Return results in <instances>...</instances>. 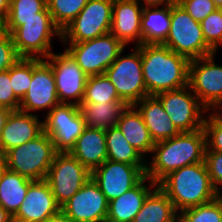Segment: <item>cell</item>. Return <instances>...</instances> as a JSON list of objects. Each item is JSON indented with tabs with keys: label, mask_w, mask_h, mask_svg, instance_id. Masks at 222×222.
I'll use <instances>...</instances> for the list:
<instances>
[{
	"label": "cell",
	"mask_w": 222,
	"mask_h": 222,
	"mask_svg": "<svg viewBox=\"0 0 222 222\" xmlns=\"http://www.w3.org/2000/svg\"><path fill=\"white\" fill-rule=\"evenodd\" d=\"M206 135L204 129L180 132L156 142L147 161L146 176L158 184L165 176L186 165L204 162Z\"/></svg>",
	"instance_id": "obj_1"
},
{
	"label": "cell",
	"mask_w": 222,
	"mask_h": 222,
	"mask_svg": "<svg viewBox=\"0 0 222 222\" xmlns=\"http://www.w3.org/2000/svg\"><path fill=\"white\" fill-rule=\"evenodd\" d=\"M143 80L148 95L188 86L189 60L163 44L140 45Z\"/></svg>",
	"instance_id": "obj_2"
},
{
	"label": "cell",
	"mask_w": 222,
	"mask_h": 222,
	"mask_svg": "<svg viewBox=\"0 0 222 222\" xmlns=\"http://www.w3.org/2000/svg\"><path fill=\"white\" fill-rule=\"evenodd\" d=\"M157 185L166 193L178 213L209 203L219 194L212 185L205 161L177 169Z\"/></svg>",
	"instance_id": "obj_3"
},
{
	"label": "cell",
	"mask_w": 222,
	"mask_h": 222,
	"mask_svg": "<svg viewBox=\"0 0 222 222\" xmlns=\"http://www.w3.org/2000/svg\"><path fill=\"white\" fill-rule=\"evenodd\" d=\"M58 152L44 131L35 139L8 150L4 155L6 168L31 180H44Z\"/></svg>",
	"instance_id": "obj_4"
},
{
	"label": "cell",
	"mask_w": 222,
	"mask_h": 222,
	"mask_svg": "<svg viewBox=\"0 0 222 222\" xmlns=\"http://www.w3.org/2000/svg\"><path fill=\"white\" fill-rule=\"evenodd\" d=\"M163 45L189 61L215 53L206 44L201 23L195 21L177 2L171 3L170 31Z\"/></svg>",
	"instance_id": "obj_5"
},
{
	"label": "cell",
	"mask_w": 222,
	"mask_h": 222,
	"mask_svg": "<svg viewBox=\"0 0 222 222\" xmlns=\"http://www.w3.org/2000/svg\"><path fill=\"white\" fill-rule=\"evenodd\" d=\"M62 45L87 76L104 74L126 48L110 32L91 40Z\"/></svg>",
	"instance_id": "obj_6"
},
{
	"label": "cell",
	"mask_w": 222,
	"mask_h": 222,
	"mask_svg": "<svg viewBox=\"0 0 222 222\" xmlns=\"http://www.w3.org/2000/svg\"><path fill=\"white\" fill-rule=\"evenodd\" d=\"M14 47L21 58L46 59L53 53V37L61 41L62 31L52 18L20 19L12 33Z\"/></svg>",
	"instance_id": "obj_7"
},
{
	"label": "cell",
	"mask_w": 222,
	"mask_h": 222,
	"mask_svg": "<svg viewBox=\"0 0 222 222\" xmlns=\"http://www.w3.org/2000/svg\"><path fill=\"white\" fill-rule=\"evenodd\" d=\"M129 54L122 55L106 69L104 74L114 85L119 98L129 106L148 96L143 80L140 46L132 48Z\"/></svg>",
	"instance_id": "obj_8"
},
{
	"label": "cell",
	"mask_w": 222,
	"mask_h": 222,
	"mask_svg": "<svg viewBox=\"0 0 222 222\" xmlns=\"http://www.w3.org/2000/svg\"><path fill=\"white\" fill-rule=\"evenodd\" d=\"M114 0H89L75 19L62 31V43H79L111 30Z\"/></svg>",
	"instance_id": "obj_9"
},
{
	"label": "cell",
	"mask_w": 222,
	"mask_h": 222,
	"mask_svg": "<svg viewBox=\"0 0 222 222\" xmlns=\"http://www.w3.org/2000/svg\"><path fill=\"white\" fill-rule=\"evenodd\" d=\"M179 132L202 129L208 109L198 100L189 86L155 95Z\"/></svg>",
	"instance_id": "obj_10"
},
{
	"label": "cell",
	"mask_w": 222,
	"mask_h": 222,
	"mask_svg": "<svg viewBox=\"0 0 222 222\" xmlns=\"http://www.w3.org/2000/svg\"><path fill=\"white\" fill-rule=\"evenodd\" d=\"M90 178L91 172L69 152H58L45 180L62 207Z\"/></svg>",
	"instance_id": "obj_11"
},
{
	"label": "cell",
	"mask_w": 222,
	"mask_h": 222,
	"mask_svg": "<svg viewBox=\"0 0 222 222\" xmlns=\"http://www.w3.org/2000/svg\"><path fill=\"white\" fill-rule=\"evenodd\" d=\"M43 115V131L52 139L55 150L70 152L86 128L79 106L60 103Z\"/></svg>",
	"instance_id": "obj_12"
},
{
	"label": "cell",
	"mask_w": 222,
	"mask_h": 222,
	"mask_svg": "<svg viewBox=\"0 0 222 222\" xmlns=\"http://www.w3.org/2000/svg\"><path fill=\"white\" fill-rule=\"evenodd\" d=\"M215 57L213 53L189 62L188 86L209 111L222 103V64Z\"/></svg>",
	"instance_id": "obj_13"
},
{
	"label": "cell",
	"mask_w": 222,
	"mask_h": 222,
	"mask_svg": "<svg viewBox=\"0 0 222 222\" xmlns=\"http://www.w3.org/2000/svg\"><path fill=\"white\" fill-rule=\"evenodd\" d=\"M52 68L60 103L80 105L88 76L64 49L44 59Z\"/></svg>",
	"instance_id": "obj_14"
},
{
	"label": "cell",
	"mask_w": 222,
	"mask_h": 222,
	"mask_svg": "<svg viewBox=\"0 0 222 222\" xmlns=\"http://www.w3.org/2000/svg\"><path fill=\"white\" fill-rule=\"evenodd\" d=\"M146 168L106 160L91 172V178L110 202L136 186L146 176Z\"/></svg>",
	"instance_id": "obj_15"
},
{
	"label": "cell",
	"mask_w": 222,
	"mask_h": 222,
	"mask_svg": "<svg viewBox=\"0 0 222 222\" xmlns=\"http://www.w3.org/2000/svg\"><path fill=\"white\" fill-rule=\"evenodd\" d=\"M59 104L51 66L44 59L33 58L32 82L27 93L20 101L19 110L35 114L36 111L39 113V110L46 109V113H48Z\"/></svg>",
	"instance_id": "obj_16"
},
{
	"label": "cell",
	"mask_w": 222,
	"mask_h": 222,
	"mask_svg": "<svg viewBox=\"0 0 222 222\" xmlns=\"http://www.w3.org/2000/svg\"><path fill=\"white\" fill-rule=\"evenodd\" d=\"M109 202L90 178L61 210L74 222H106Z\"/></svg>",
	"instance_id": "obj_17"
},
{
	"label": "cell",
	"mask_w": 222,
	"mask_h": 222,
	"mask_svg": "<svg viewBox=\"0 0 222 222\" xmlns=\"http://www.w3.org/2000/svg\"><path fill=\"white\" fill-rule=\"evenodd\" d=\"M61 207L57 204L48 182L34 180L27 190L24 201L12 216L13 222H46L57 214Z\"/></svg>",
	"instance_id": "obj_18"
},
{
	"label": "cell",
	"mask_w": 222,
	"mask_h": 222,
	"mask_svg": "<svg viewBox=\"0 0 222 222\" xmlns=\"http://www.w3.org/2000/svg\"><path fill=\"white\" fill-rule=\"evenodd\" d=\"M142 13L143 7L136 0H114L110 33L126 47L142 45Z\"/></svg>",
	"instance_id": "obj_19"
},
{
	"label": "cell",
	"mask_w": 222,
	"mask_h": 222,
	"mask_svg": "<svg viewBox=\"0 0 222 222\" xmlns=\"http://www.w3.org/2000/svg\"><path fill=\"white\" fill-rule=\"evenodd\" d=\"M38 115L20 110L10 112L0 136V155L35 139L43 132V120Z\"/></svg>",
	"instance_id": "obj_20"
},
{
	"label": "cell",
	"mask_w": 222,
	"mask_h": 222,
	"mask_svg": "<svg viewBox=\"0 0 222 222\" xmlns=\"http://www.w3.org/2000/svg\"><path fill=\"white\" fill-rule=\"evenodd\" d=\"M156 186V183L145 176L136 186L110 201L106 222H133L148 194Z\"/></svg>",
	"instance_id": "obj_21"
},
{
	"label": "cell",
	"mask_w": 222,
	"mask_h": 222,
	"mask_svg": "<svg viewBox=\"0 0 222 222\" xmlns=\"http://www.w3.org/2000/svg\"><path fill=\"white\" fill-rule=\"evenodd\" d=\"M134 106L141 113L154 143L167 140L180 133L155 95L146 96Z\"/></svg>",
	"instance_id": "obj_22"
},
{
	"label": "cell",
	"mask_w": 222,
	"mask_h": 222,
	"mask_svg": "<svg viewBox=\"0 0 222 222\" xmlns=\"http://www.w3.org/2000/svg\"><path fill=\"white\" fill-rule=\"evenodd\" d=\"M69 153L92 172L107 160L105 130L86 127Z\"/></svg>",
	"instance_id": "obj_23"
},
{
	"label": "cell",
	"mask_w": 222,
	"mask_h": 222,
	"mask_svg": "<svg viewBox=\"0 0 222 222\" xmlns=\"http://www.w3.org/2000/svg\"><path fill=\"white\" fill-rule=\"evenodd\" d=\"M116 126L131 146L148 160V155L151 156L155 143L138 109L134 105L128 106Z\"/></svg>",
	"instance_id": "obj_24"
},
{
	"label": "cell",
	"mask_w": 222,
	"mask_h": 222,
	"mask_svg": "<svg viewBox=\"0 0 222 222\" xmlns=\"http://www.w3.org/2000/svg\"><path fill=\"white\" fill-rule=\"evenodd\" d=\"M171 3L143 7L141 17L142 44H163L170 31Z\"/></svg>",
	"instance_id": "obj_25"
},
{
	"label": "cell",
	"mask_w": 222,
	"mask_h": 222,
	"mask_svg": "<svg viewBox=\"0 0 222 222\" xmlns=\"http://www.w3.org/2000/svg\"><path fill=\"white\" fill-rule=\"evenodd\" d=\"M129 105L125 101L108 103H81L80 113L86 127L106 130L115 127Z\"/></svg>",
	"instance_id": "obj_26"
},
{
	"label": "cell",
	"mask_w": 222,
	"mask_h": 222,
	"mask_svg": "<svg viewBox=\"0 0 222 222\" xmlns=\"http://www.w3.org/2000/svg\"><path fill=\"white\" fill-rule=\"evenodd\" d=\"M133 222H178V212L166 193L157 185L148 194Z\"/></svg>",
	"instance_id": "obj_27"
},
{
	"label": "cell",
	"mask_w": 222,
	"mask_h": 222,
	"mask_svg": "<svg viewBox=\"0 0 222 222\" xmlns=\"http://www.w3.org/2000/svg\"><path fill=\"white\" fill-rule=\"evenodd\" d=\"M31 180L6 169L0 181V205L12 216L24 201Z\"/></svg>",
	"instance_id": "obj_28"
},
{
	"label": "cell",
	"mask_w": 222,
	"mask_h": 222,
	"mask_svg": "<svg viewBox=\"0 0 222 222\" xmlns=\"http://www.w3.org/2000/svg\"><path fill=\"white\" fill-rule=\"evenodd\" d=\"M107 160L147 166V159L126 140L117 126L105 130Z\"/></svg>",
	"instance_id": "obj_29"
},
{
	"label": "cell",
	"mask_w": 222,
	"mask_h": 222,
	"mask_svg": "<svg viewBox=\"0 0 222 222\" xmlns=\"http://www.w3.org/2000/svg\"><path fill=\"white\" fill-rule=\"evenodd\" d=\"M51 18L47 0H11L9 12L0 27L12 33L20 26V19Z\"/></svg>",
	"instance_id": "obj_30"
},
{
	"label": "cell",
	"mask_w": 222,
	"mask_h": 222,
	"mask_svg": "<svg viewBox=\"0 0 222 222\" xmlns=\"http://www.w3.org/2000/svg\"><path fill=\"white\" fill-rule=\"evenodd\" d=\"M122 101L105 74L88 76L81 103H108Z\"/></svg>",
	"instance_id": "obj_31"
},
{
	"label": "cell",
	"mask_w": 222,
	"mask_h": 222,
	"mask_svg": "<svg viewBox=\"0 0 222 222\" xmlns=\"http://www.w3.org/2000/svg\"><path fill=\"white\" fill-rule=\"evenodd\" d=\"M89 0H47L53 23L63 31L85 7Z\"/></svg>",
	"instance_id": "obj_32"
},
{
	"label": "cell",
	"mask_w": 222,
	"mask_h": 222,
	"mask_svg": "<svg viewBox=\"0 0 222 222\" xmlns=\"http://www.w3.org/2000/svg\"><path fill=\"white\" fill-rule=\"evenodd\" d=\"M178 222H222V200L194 206L178 213Z\"/></svg>",
	"instance_id": "obj_33"
},
{
	"label": "cell",
	"mask_w": 222,
	"mask_h": 222,
	"mask_svg": "<svg viewBox=\"0 0 222 222\" xmlns=\"http://www.w3.org/2000/svg\"><path fill=\"white\" fill-rule=\"evenodd\" d=\"M33 74V58H21L9 68L14 94L22 100L30 88Z\"/></svg>",
	"instance_id": "obj_34"
},
{
	"label": "cell",
	"mask_w": 222,
	"mask_h": 222,
	"mask_svg": "<svg viewBox=\"0 0 222 222\" xmlns=\"http://www.w3.org/2000/svg\"><path fill=\"white\" fill-rule=\"evenodd\" d=\"M201 27L206 44L217 53L222 46V9L210 13L201 21Z\"/></svg>",
	"instance_id": "obj_35"
},
{
	"label": "cell",
	"mask_w": 222,
	"mask_h": 222,
	"mask_svg": "<svg viewBox=\"0 0 222 222\" xmlns=\"http://www.w3.org/2000/svg\"><path fill=\"white\" fill-rule=\"evenodd\" d=\"M206 116L203 126L206 150L222 152V119L214 111H208Z\"/></svg>",
	"instance_id": "obj_36"
},
{
	"label": "cell",
	"mask_w": 222,
	"mask_h": 222,
	"mask_svg": "<svg viewBox=\"0 0 222 222\" xmlns=\"http://www.w3.org/2000/svg\"><path fill=\"white\" fill-rule=\"evenodd\" d=\"M20 59L11 34L0 27V72L8 70Z\"/></svg>",
	"instance_id": "obj_37"
},
{
	"label": "cell",
	"mask_w": 222,
	"mask_h": 222,
	"mask_svg": "<svg viewBox=\"0 0 222 222\" xmlns=\"http://www.w3.org/2000/svg\"><path fill=\"white\" fill-rule=\"evenodd\" d=\"M176 2L197 22L205 19L218 8L212 0H176Z\"/></svg>",
	"instance_id": "obj_38"
},
{
	"label": "cell",
	"mask_w": 222,
	"mask_h": 222,
	"mask_svg": "<svg viewBox=\"0 0 222 222\" xmlns=\"http://www.w3.org/2000/svg\"><path fill=\"white\" fill-rule=\"evenodd\" d=\"M204 161L212 185L220 193L222 191V152L205 150Z\"/></svg>",
	"instance_id": "obj_39"
},
{
	"label": "cell",
	"mask_w": 222,
	"mask_h": 222,
	"mask_svg": "<svg viewBox=\"0 0 222 222\" xmlns=\"http://www.w3.org/2000/svg\"><path fill=\"white\" fill-rule=\"evenodd\" d=\"M20 99L14 94L9 69L0 72V106L6 107L11 111L19 110Z\"/></svg>",
	"instance_id": "obj_40"
},
{
	"label": "cell",
	"mask_w": 222,
	"mask_h": 222,
	"mask_svg": "<svg viewBox=\"0 0 222 222\" xmlns=\"http://www.w3.org/2000/svg\"><path fill=\"white\" fill-rule=\"evenodd\" d=\"M142 7L163 6L176 0H136Z\"/></svg>",
	"instance_id": "obj_41"
},
{
	"label": "cell",
	"mask_w": 222,
	"mask_h": 222,
	"mask_svg": "<svg viewBox=\"0 0 222 222\" xmlns=\"http://www.w3.org/2000/svg\"><path fill=\"white\" fill-rule=\"evenodd\" d=\"M11 0H0V25L6 19Z\"/></svg>",
	"instance_id": "obj_42"
},
{
	"label": "cell",
	"mask_w": 222,
	"mask_h": 222,
	"mask_svg": "<svg viewBox=\"0 0 222 222\" xmlns=\"http://www.w3.org/2000/svg\"><path fill=\"white\" fill-rule=\"evenodd\" d=\"M46 222H74L70 217H68L62 210L57 214L53 215Z\"/></svg>",
	"instance_id": "obj_43"
},
{
	"label": "cell",
	"mask_w": 222,
	"mask_h": 222,
	"mask_svg": "<svg viewBox=\"0 0 222 222\" xmlns=\"http://www.w3.org/2000/svg\"><path fill=\"white\" fill-rule=\"evenodd\" d=\"M10 112H11L10 109L0 106V136L2 133V129L4 128L6 119H7L8 115L10 114Z\"/></svg>",
	"instance_id": "obj_44"
},
{
	"label": "cell",
	"mask_w": 222,
	"mask_h": 222,
	"mask_svg": "<svg viewBox=\"0 0 222 222\" xmlns=\"http://www.w3.org/2000/svg\"><path fill=\"white\" fill-rule=\"evenodd\" d=\"M0 222H13L12 215L0 205Z\"/></svg>",
	"instance_id": "obj_45"
},
{
	"label": "cell",
	"mask_w": 222,
	"mask_h": 222,
	"mask_svg": "<svg viewBox=\"0 0 222 222\" xmlns=\"http://www.w3.org/2000/svg\"><path fill=\"white\" fill-rule=\"evenodd\" d=\"M6 169L7 168H6V163H5L4 157L2 155H0V181H1L4 171Z\"/></svg>",
	"instance_id": "obj_46"
},
{
	"label": "cell",
	"mask_w": 222,
	"mask_h": 222,
	"mask_svg": "<svg viewBox=\"0 0 222 222\" xmlns=\"http://www.w3.org/2000/svg\"><path fill=\"white\" fill-rule=\"evenodd\" d=\"M214 112L222 119V103L214 110Z\"/></svg>",
	"instance_id": "obj_47"
},
{
	"label": "cell",
	"mask_w": 222,
	"mask_h": 222,
	"mask_svg": "<svg viewBox=\"0 0 222 222\" xmlns=\"http://www.w3.org/2000/svg\"><path fill=\"white\" fill-rule=\"evenodd\" d=\"M217 8H222V0H212Z\"/></svg>",
	"instance_id": "obj_48"
},
{
	"label": "cell",
	"mask_w": 222,
	"mask_h": 222,
	"mask_svg": "<svg viewBox=\"0 0 222 222\" xmlns=\"http://www.w3.org/2000/svg\"><path fill=\"white\" fill-rule=\"evenodd\" d=\"M218 197L222 200V191L218 194Z\"/></svg>",
	"instance_id": "obj_49"
}]
</instances>
